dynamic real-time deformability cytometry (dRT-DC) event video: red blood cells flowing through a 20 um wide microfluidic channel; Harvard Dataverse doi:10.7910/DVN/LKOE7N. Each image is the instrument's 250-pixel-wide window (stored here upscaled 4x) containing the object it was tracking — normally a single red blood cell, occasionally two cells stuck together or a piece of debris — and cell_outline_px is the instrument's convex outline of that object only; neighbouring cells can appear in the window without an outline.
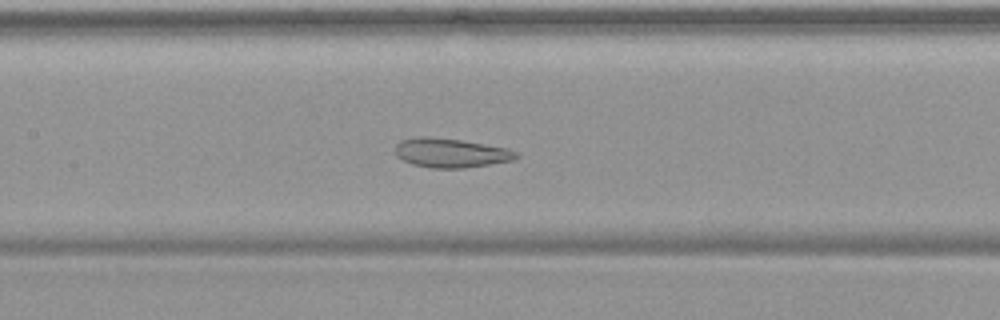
{"species": "common noctule bat (a hibernating species)", "species_latin": "Nyctalus noctula", "temperature_condition": "warm", "stored_images_in_passage": 55, "camera_frame_rate_fps": 3000, "um_per_image_px": 0.085, "animal": {"sex": "female", "body_mass_g": 19.9}, "frame": {"image": 1, "passage_image": 27, "time_ms": 8.667, "image_size_px": [1000, 320], "cell_outline_px": [[520, 156], [512, 160], [464, 168], [432, 168], [412, 164], [396, 156], [396, 144], [400, 140], [420, 136], [428, 136], [460, 140], [508, 148], [520, 152]], "centroid_in_image_um": [38.33, 12.99], "position_along_channel_um": 169.1, "area_um2": 20.58}}
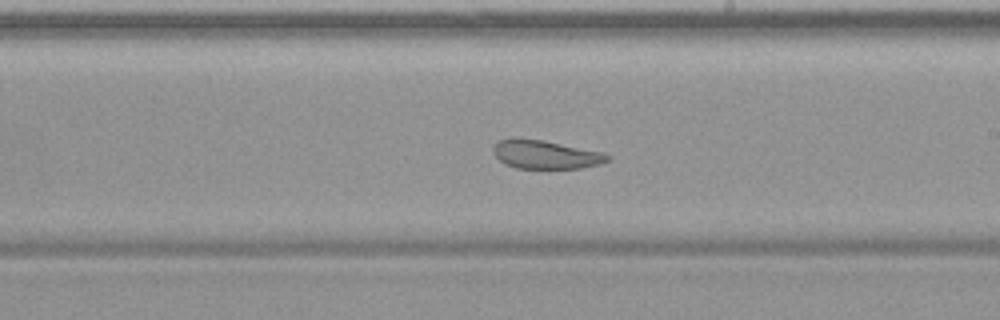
{"frame": {"image": 2, "passage_image": 33, "time_ms": 10.667, "image_size_px": [1000, 320], "cell_outline_px": [[612, 156], [608, 160], [600, 164], [580, 168], [516, 168], [504, 164], [492, 152], [492, 148], [496, 140], [512, 136], [516, 136], [544, 140], [604, 152]], "centroid_in_image_um": [46.32, 13.1], "position_along_channel_um": 242.7, "area_um2": 19.54}}
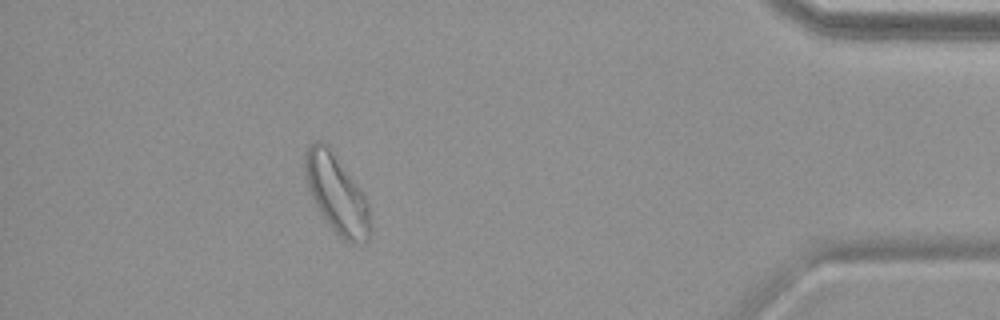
{"frame": {"image": 3, "passage_image": 50, "time_ms": 16.333, "image_size_px": [1000, 320], "cell_outline_px": [[368, 240], [364, 244], [352, 244], [344, 240], [328, 224], [320, 212], [308, 188], [304, 172], [304, 152], [316, 140], [320, 140], [328, 144], [332, 148], [368, 200]], "centroid_in_image_um": [28.59, 16.44], "position_along_channel_um": 406.6, "area_um2": 29.71}, "authors_computed_cell_mechanics": {"area_um2": 27.2816, "velocity_mm_per_s": 3.6962, "shape_relaxation_time_tau1_ms": null, "shape_relaxation_time_tau2_ms": 2.2618, "deformation_change_tau1": null, "deformation_change_tau2": 0.0934}}